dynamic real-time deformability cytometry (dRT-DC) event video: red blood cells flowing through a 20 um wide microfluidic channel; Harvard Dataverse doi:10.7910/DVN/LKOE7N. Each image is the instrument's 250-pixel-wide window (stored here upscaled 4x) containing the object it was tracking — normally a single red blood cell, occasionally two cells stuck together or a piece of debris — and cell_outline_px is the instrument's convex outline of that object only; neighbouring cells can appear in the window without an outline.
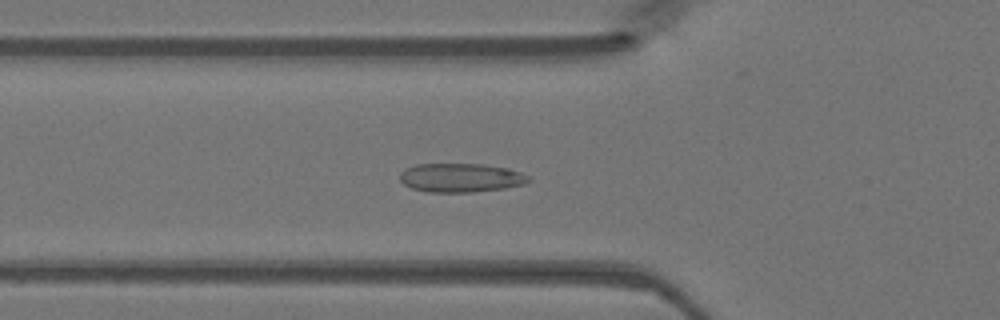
{"species": "Egyptian fruit bat (a non-hibernating species)", "species_latin": "Rousettus aegyptiacus", "temperature_condition": "warm", "stored_images_in_passage": 48, "camera_frame_rate_fps": 3000, "um_per_image_px": 0.085, "animal": {"sex": "female"}, "frame": {"image": 1, "passage_image": 17, "time_ms": 5.333, "image_size_px": [1000, 320], "cell_outline_px": [[532, 180], [524, 184], [504, 188], [472, 192], [428, 192], [412, 188], [404, 184], [400, 180], [400, 172], [404, 168], [416, 164], [480, 164], [508, 168], [520, 172], [528, 176]], "centroid_in_image_um": [39.15, 15.1], "position_along_channel_um": 86.7, "area_um2": 21.68}}
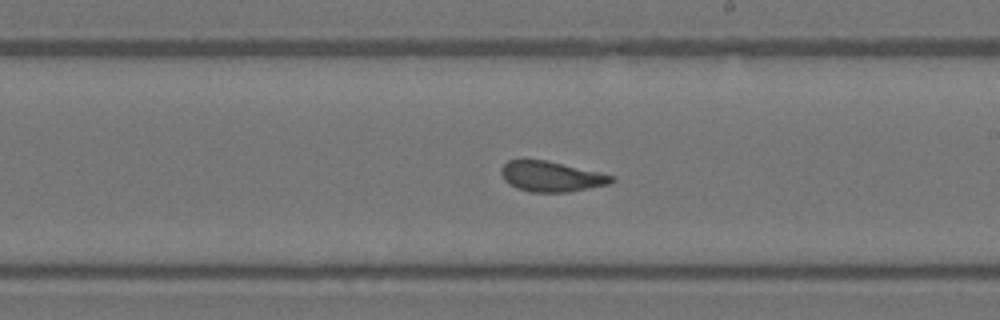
{"frame": {"image": 2, "passage_image": 28, "time_ms": 9.0, "image_size_px": [1000, 320], "cell_outline_px": [[616, 180], [608, 184], [568, 192], [528, 192], [516, 188], [508, 184], [504, 180], [500, 172], [500, 168], [508, 160], [548, 160], [600, 172], [616, 176]], "centroid_in_image_um": [46.85, 15.0], "position_along_channel_um": 242.1, "area_um2": 19.71}}
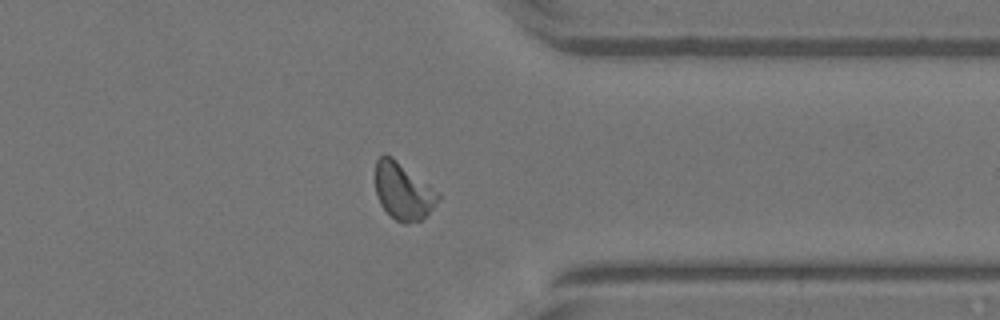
{"frame": {"image": 3, "passage_image": 38, "time_ms": 12.333, "image_size_px": [1000, 320], "cell_outline_px": [[440, 196], [432, 208], [420, 220], [404, 224], [396, 220], [380, 204], [376, 192], [376, 160], [384, 152], [392, 156], [440, 192]], "centroid_in_image_um": [34.26, 16.21], "position_along_channel_um": 377.1, "area_um2": 20.69}}